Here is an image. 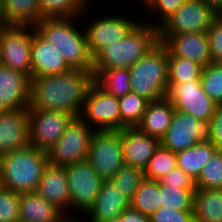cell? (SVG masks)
Here are the masks:
<instances>
[{
  "mask_svg": "<svg viewBox=\"0 0 222 222\" xmlns=\"http://www.w3.org/2000/svg\"><path fill=\"white\" fill-rule=\"evenodd\" d=\"M93 82V71L81 69L32 77L28 109L58 111L77 118L80 116L87 91Z\"/></svg>",
  "mask_w": 222,
  "mask_h": 222,
  "instance_id": "obj_1",
  "label": "cell"
},
{
  "mask_svg": "<svg viewBox=\"0 0 222 222\" xmlns=\"http://www.w3.org/2000/svg\"><path fill=\"white\" fill-rule=\"evenodd\" d=\"M90 7V4L85 7L81 17L42 18L34 26L45 40L56 47L71 69L93 71V56L88 51L87 36L82 24L83 17L88 14L89 18V11H92ZM80 21L82 27L77 26Z\"/></svg>",
  "mask_w": 222,
  "mask_h": 222,
  "instance_id": "obj_2",
  "label": "cell"
},
{
  "mask_svg": "<svg viewBox=\"0 0 222 222\" xmlns=\"http://www.w3.org/2000/svg\"><path fill=\"white\" fill-rule=\"evenodd\" d=\"M47 152L31 145L0 157V186L17 194L33 193L38 189Z\"/></svg>",
  "mask_w": 222,
  "mask_h": 222,
  "instance_id": "obj_3",
  "label": "cell"
},
{
  "mask_svg": "<svg viewBox=\"0 0 222 222\" xmlns=\"http://www.w3.org/2000/svg\"><path fill=\"white\" fill-rule=\"evenodd\" d=\"M139 22L121 40L108 44L93 58V70L129 68L159 42V30L149 21Z\"/></svg>",
  "mask_w": 222,
  "mask_h": 222,
  "instance_id": "obj_4",
  "label": "cell"
},
{
  "mask_svg": "<svg viewBox=\"0 0 222 222\" xmlns=\"http://www.w3.org/2000/svg\"><path fill=\"white\" fill-rule=\"evenodd\" d=\"M131 93L156 101L168 92V52L159 42L146 55L129 67Z\"/></svg>",
  "mask_w": 222,
  "mask_h": 222,
  "instance_id": "obj_5",
  "label": "cell"
},
{
  "mask_svg": "<svg viewBox=\"0 0 222 222\" xmlns=\"http://www.w3.org/2000/svg\"><path fill=\"white\" fill-rule=\"evenodd\" d=\"M93 132L80 117L73 118L61 138L47 151L48 163L67 167L86 161Z\"/></svg>",
  "mask_w": 222,
  "mask_h": 222,
  "instance_id": "obj_6",
  "label": "cell"
},
{
  "mask_svg": "<svg viewBox=\"0 0 222 222\" xmlns=\"http://www.w3.org/2000/svg\"><path fill=\"white\" fill-rule=\"evenodd\" d=\"M86 161L104 181H109L125 165L121 130H94Z\"/></svg>",
  "mask_w": 222,
  "mask_h": 222,
  "instance_id": "obj_7",
  "label": "cell"
},
{
  "mask_svg": "<svg viewBox=\"0 0 222 222\" xmlns=\"http://www.w3.org/2000/svg\"><path fill=\"white\" fill-rule=\"evenodd\" d=\"M79 117L93 130H121L119 98L93 82L87 91Z\"/></svg>",
  "mask_w": 222,
  "mask_h": 222,
  "instance_id": "obj_8",
  "label": "cell"
},
{
  "mask_svg": "<svg viewBox=\"0 0 222 222\" xmlns=\"http://www.w3.org/2000/svg\"><path fill=\"white\" fill-rule=\"evenodd\" d=\"M32 26L5 25L0 34V53L3 66L32 78L31 44Z\"/></svg>",
  "mask_w": 222,
  "mask_h": 222,
  "instance_id": "obj_9",
  "label": "cell"
},
{
  "mask_svg": "<svg viewBox=\"0 0 222 222\" xmlns=\"http://www.w3.org/2000/svg\"><path fill=\"white\" fill-rule=\"evenodd\" d=\"M218 13L204 0H186L159 28V35L207 32Z\"/></svg>",
  "mask_w": 222,
  "mask_h": 222,
  "instance_id": "obj_10",
  "label": "cell"
},
{
  "mask_svg": "<svg viewBox=\"0 0 222 222\" xmlns=\"http://www.w3.org/2000/svg\"><path fill=\"white\" fill-rule=\"evenodd\" d=\"M65 173L70 196V210L85 214L94 204L104 180L87 161L65 167Z\"/></svg>",
  "mask_w": 222,
  "mask_h": 222,
  "instance_id": "obj_11",
  "label": "cell"
},
{
  "mask_svg": "<svg viewBox=\"0 0 222 222\" xmlns=\"http://www.w3.org/2000/svg\"><path fill=\"white\" fill-rule=\"evenodd\" d=\"M210 135V120L196 119L190 114L175 111L160 144L162 147L177 153L199 142L209 141Z\"/></svg>",
  "mask_w": 222,
  "mask_h": 222,
  "instance_id": "obj_12",
  "label": "cell"
},
{
  "mask_svg": "<svg viewBox=\"0 0 222 222\" xmlns=\"http://www.w3.org/2000/svg\"><path fill=\"white\" fill-rule=\"evenodd\" d=\"M112 13V15H111ZM101 17L85 20L84 28L87 36L88 51L93 58L108 44L123 39L141 20L128 18L125 14L108 15L104 13ZM125 16V17H124ZM87 26V27H86Z\"/></svg>",
  "mask_w": 222,
  "mask_h": 222,
  "instance_id": "obj_13",
  "label": "cell"
},
{
  "mask_svg": "<svg viewBox=\"0 0 222 222\" xmlns=\"http://www.w3.org/2000/svg\"><path fill=\"white\" fill-rule=\"evenodd\" d=\"M166 98L175 111L190 114L200 120H210L218 105L205 94L200 80L168 83Z\"/></svg>",
  "mask_w": 222,
  "mask_h": 222,
  "instance_id": "obj_14",
  "label": "cell"
},
{
  "mask_svg": "<svg viewBox=\"0 0 222 222\" xmlns=\"http://www.w3.org/2000/svg\"><path fill=\"white\" fill-rule=\"evenodd\" d=\"M30 145L47 152L64 134L73 117L67 113L28 109Z\"/></svg>",
  "mask_w": 222,
  "mask_h": 222,
  "instance_id": "obj_15",
  "label": "cell"
},
{
  "mask_svg": "<svg viewBox=\"0 0 222 222\" xmlns=\"http://www.w3.org/2000/svg\"><path fill=\"white\" fill-rule=\"evenodd\" d=\"M168 56L182 57L205 67L212 63L209 40L206 32L178 35H159Z\"/></svg>",
  "mask_w": 222,
  "mask_h": 222,
  "instance_id": "obj_16",
  "label": "cell"
},
{
  "mask_svg": "<svg viewBox=\"0 0 222 222\" xmlns=\"http://www.w3.org/2000/svg\"><path fill=\"white\" fill-rule=\"evenodd\" d=\"M29 145L28 109L0 111V157Z\"/></svg>",
  "mask_w": 222,
  "mask_h": 222,
  "instance_id": "obj_17",
  "label": "cell"
},
{
  "mask_svg": "<svg viewBox=\"0 0 222 222\" xmlns=\"http://www.w3.org/2000/svg\"><path fill=\"white\" fill-rule=\"evenodd\" d=\"M30 78L19 71L0 66V111L28 109Z\"/></svg>",
  "mask_w": 222,
  "mask_h": 222,
  "instance_id": "obj_18",
  "label": "cell"
},
{
  "mask_svg": "<svg viewBox=\"0 0 222 222\" xmlns=\"http://www.w3.org/2000/svg\"><path fill=\"white\" fill-rule=\"evenodd\" d=\"M124 164L144 170L161 145L160 140L141 132L137 127L121 129Z\"/></svg>",
  "mask_w": 222,
  "mask_h": 222,
  "instance_id": "obj_19",
  "label": "cell"
},
{
  "mask_svg": "<svg viewBox=\"0 0 222 222\" xmlns=\"http://www.w3.org/2000/svg\"><path fill=\"white\" fill-rule=\"evenodd\" d=\"M32 77L61 74L71 68L63 56L43 38L36 30L33 31L31 44Z\"/></svg>",
  "mask_w": 222,
  "mask_h": 222,
  "instance_id": "obj_20",
  "label": "cell"
},
{
  "mask_svg": "<svg viewBox=\"0 0 222 222\" xmlns=\"http://www.w3.org/2000/svg\"><path fill=\"white\" fill-rule=\"evenodd\" d=\"M49 203L54 204L66 216H71L70 196L65 167L48 163L45 166L36 191Z\"/></svg>",
  "mask_w": 222,
  "mask_h": 222,
  "instance_id": "obj_21",
  "label": "cell"
},
{
  "mask_svg": "<svg viewBox=\"0 0 222 222\" xmlns=\"http://www.w3.org/2000/svg\"><path fill=\"white\" fill-rule=\"evenodd\" d=\"M130 207V200L115 188L110 181H104L94 204L84 214L87 222H107L119 217Z\"/></svg>",
  "mask_w": 222,
  "mask_h": 222,
  "instance_id": "obj_22",
  "label": "cell"
},
{
  "mask_svg": "<svg viewBox=\"0 0 222 222\" xmlns=\"http://www.w3.org/2000/svg\"><path fill=\"white\" fill-rule=\"evenodd\" d=\"M20 222H61L66 215L37 192L19 194Z\"/></svg>",
  "mask_w": 222,
  "mask_h": 222,
  "instance_id": "obj_23",
  "label": "cell"
},
{
  "mask_svg": "<svg viewBox=\"0 0 222 222\" xmlns=\"http://www.w3.org/2000/svg\"><path fill=\"white\" fill-rule=\"evenodd\" d=\"M174 112V107L166 97L149 101L142 121L137 128L141 132L161 140L170 126Z\"/></svg>",
  "mask_w": 222,
  "mask_h": 222,
  "instance_id": "obj_24",
  "label": "cell"
},
{
  "mask_svg": "<svg viewBox=\"0 0 222 222\" xmlns=\"http://www.w3.org/2000/svg\"><path fill=\"white\" fill-rule=\"evenodd\" d=\"M0 20L5 25L34 27L41 20L40 0H1Z\"/></svg>",
  "mask_w": 222,
  "mask_h": 222,
  "instance_id": "obj_25",
  "label": "cell"
},
{
  "mask_svg": "<svg viewBox=\"0 0 222 222\" xmlns=\"http://www.w3.org/2000/svg\"><path fill=\"white\" fill-rule=\"evenodd\" d=\"M218 150L210 141L199 142L176 153L177 168L196 180L202 168Z\"/></svg>",
  "mask_w": 222,
  "mask_h": 222,
  "instance_id": "obj_26",
  "label": "cell"
},
{
  "mask_svg": "<svg viewBox=\"0 0 222 222\" xmlns=\"http://www.w3.org/2000/svg\"><path fill=\"white\" fill-rule=\"evenodd\" d=\"M194 222H222V189H201L194 192Z\"/></svg>",
  "mask_w": 222,
  "mask_h": 222,
  "instance_id": "obj_27",
  "label": "cell"
},
{
  "mask_svg": "<svg viewBox=\"0 0 222 222\" xmlns=\"http://www.w3.org/2000/svg\"><path fill=\"white\" fill-rule=\"evenodd\" d=\"M94 82L107 93L121 98L130 93L129 68H109L93 70Z\"/></svg>",
  "mask_w": 222,
  "mask_h": 222,
  "instance_id": "obj_28",
  "label": "cell"
},
{
  "mask_svg": "<svg viewBox=\"0 0 222 222\" xmlns=\"http://www.w3.org/2000/svg\"><path fill=\"white\" fill-rule=\"evenodd\" d=\"M130 207L148 216L159 209L161 207L159 181L145 178L130 201Z\"/></svg>",
  "mask_w": 222,
  "mask_h": 222,
  "instance_id": "obj_29",
  "label": "cell"
},
{
  "mask_svg": "<svg viewBox=\"0 0 222 222\" xmlns=\"http://www.w3.org/2000/svg\"><path fill=\"white\" fill-rule=\"evenodd\" d=\"M148 103L149 100L145 97L131 92L119 98L121 129L137 127L142 121Z\"/></svg>",
  "mask_w": 222,
  "mask_h": 222,
  "instance_id": "obj_30",
  "label": "cell"
},
{
  "mask_svg": "<svg viewBox=\"0 0 222 222\" xmlns=\"http://www.w3.org/2000/svg\"><path fill=\"white\" fill-rule=\"evenodd\" d=\"M87 5L84 0H40L41 19L81 17Z\"/></svg>",
  "mask_w": 222,
  "mask_h": 222,
  "instance_id": "obj_31",
  "label": "cell"
},
{
  "mask_svg": "<svg viewBox=\"0 0 222 222\" xmlns=\"http://www.w3.org/2000/svg\"><path fill=\"white\" fill-rule=\"evenodd\" d=\"M203 66L182 57L168 56V83L200 80Z\"/></svg>",
  "mask_w": 222,
  "mask_h": 222,
  "instance_id": "obj_32",
  "label": "cell"
},
{
  "mask_svg": "<svg viewBox=\"0 0 222 222\" xmlns=\"http://www.w3.org/2000/svg\"><path fill=\"white\" fill-rule=\"evenodd\" d=\"M176 168V153L160 145L148 161L144 169V176L147 179L159 181L163 176Z\"/></svg>",
  "mask_w": 222,
  "mask_h": 222,
  "instance_id": "obj_33",
  "label": "cell"
},
{
  "mask_svg": "<svg viewBox=\"0 0 222 222\" xmlns=\"http://www.w3.org/2000/svg\"><path fill=\"white\" fill-rule=\"evenodd\" d=\"M197 188H176L160 184L161 207L175 210H193L194 192Z\"/></svg>",
  "mask_w": 222,
  "mask_h": 222,
  "instance_id": "obj_34",
  "label": "cell"
},
{
  "mask_svg": "<svg viewBox=\"0 0 222 222\" xmlns=\"http://www.w3.org/2000/svg\"><path fill=\"white\" fill-rule=\"evenodd\" d=\"M144 179V170L124 165L109 181L131 201Z\"/></svg>",
  "mask_w": 222,
  "mask_h": 222,
  "instance_id": "obj_35",
  "label": "cell"
},
{
  "mask_svg": "<svg viewBox=\"0 0 222 222\" xmlns=\"http://www.w3.org/2000/svg\"><path fill=\"white\" fill-rule=\"evenodd\" d=\"M200 81L205 94L217 104H222V62L205 66Z\"/></svg>",
  "mask_w": 222,
  "mask_h": 222,
  "instance_id": "obj_36",
  "label": "cell"
},
{
  "mask_svg": "<svg viewBox=\"0 0 222 222\" xmlns=\"http://www.w3.org/2000/svg\"><path fill=\"white\" fill-rule=\"evenodd\" d=\"M196 188L222 189V152L218 150L195 180Z\"/></svg>",
  "mask_w": 222,
  "mask_h": 222,
  "instance_id": "obj_37",
  "label": "cell"
},
{
  "mask_svg": "<svg viewBox=\"0 0 222 222\" xmlns=\"http://www.w3.org/2000/svg\"><path fill=\"white\" fill-rule=\"evenodd\" d=\"M186 0H147L144 5L146 10L149 11L153 15L154 23L152 19H149L148 24H152L153 26L159 28L169 17H171L185 2ZM156 17V21L155 18ZM152 22V23H151Z\"/></svg>",
  "mask_w": 222,
  "mask_h": 222,
  "instance_id": "obj_38",
  "label": "cell"
},
{
  "mask_svg": "<svg viewBox=\"0 0 222 222\" xmlns=\"http://www.w3.org/2000/svg\"><path fill=\"white\" fill-rule=\"evenodd\" d=\"M19 194L0 186V222H20Z\"/></svg>",
  "mask_w": 222,
  "mask_h": 222,
  "instance_id": "obj_39",
  "label": "cell"
},
{
  "mask_svg": "<svg viewBox=\"0 0 222 222\" xmlns=\"http://www.w3.org/2000/svg\"><path fill=\"white\" fill-rule=\"evenodd\" d=\"M150 222H194V213L193 210L160 207L150 216Z\"/></svg>",
  "mask_w": 222,
  "mask_h": 222,
  "instance_id": "obj_40",
  "label": "cell"
},
{
  "mask_svg": "<svg viewBox=\"0 0 222 222\" xmlns=\"http://www.w3.org/2000/svg\"><path fill=\"white\" fill-rule=\"evenodd\" d=\"M206 33L212 62H222V21L218 18Z\"/></svg>",
  "mask_w": 222,
  "mask_h": 222,
  "instance_id": "obj_41",
  "label": "cell"
},
{
  "mask_svg": "<svg viewBox=\"0 0 222 222\" xmlns=\"http://www.w3.org/2000/svg\"><path fill=\"white\" fill-rule=\"evenodd\" d=\"M159 183L176 188H196L195 179L179 168L171 170L167 175L163 176Z\"/></svg>",
  "mask_w": 222,
  "mask_h": 222,
  "instance_id": "obj_42",
  "label": "cell"
},
{
  "mask_svg": "<svg viewBox=\"0 0 222 222\" xmlns=\"http://www.w3.org/2000/svg\"><path fill=\"white\" fill-rule=\"evenodd\" d=\"M211 135L209 141L219 150L222 149V104H218L210 119Z\"/></svg>",
  "mask_w": 222,
  "mask_h": 222,
  "instance_id": "obj_43",
  "label": "cell"
},
{
  "mask_svg": "<svg viewBox=\"0 0 222 222\" xmlns=\"http://www.w3.org/2000/svg\"><path fill=\"white\" fill-rule=\"evenodd\" d=\"M123 222H150V216L129 207L120 215Z\"/></svg>",
  "mask_w": 222,
  "mask_h": 222,
  "instance_id": "obj_44",
  "label": "cell"
},
{
  "mask_svg": "<svg viewBox=\"0 0 222 222\" xmlns=\"http://www.w3.org/2000/svg\"><path fill=\"white\" fill-rule=\"evenodd\" d=\"M210 7H212L217 13L222 10V0H204Z\"/></svg>",
  "mask_w": 222,
  "mask_h": 222,
  "instance_id": "obj_45",
  "label": "cell"
},
{
  "mask_svg": "<svg viewBox=\"0 0 222 222\" xmlns=\"http://www.w3.org/2000/svg\"><path fill=\"white\" fill-rule=\"evenodd\" d=\"M74 216H66L61 222H87L86 220H84V218H83V220H79L78 218H79V215H78V217H77V219H76V215H75V213L73 214Z\"/></svg>",
  "mask_w": 222,
  "mask_h": 222,
  "instance_id": "obj_46",
  "label": "cell"
},
{
  "mask_svg": "<svg viewBox=\"0 0 222 222\" xmlns=\"http://www.w3.org/2000/svg\"><path fill=\"white\" fill-rule=\"evenodd\" d=\"M107 222H123V221L121 219V216H119V217L113 218V219H111V220H109Z\"/></svg>",
  "mask_w": 222,
  "mask_h": 222,
  "instance_id": "obj_47",
  "label": "cell"
},
{
  "mask_svg": "<svg viewBox=\"0 0 222 222\" xmlns=\"http://www.w3.org/2000/svg\"><path fill=\"white\" fill-rule=\"evenodd\" d=\"M4 27H5V24L0 20V34Z\"/></svg>",
  "mask_w": 222,
  "mask_h": 222,
  "instance_id": "obj_48",
  "label": "cell"
},
{
  "mask_svg": "<svg viewBox=\"0 0 222 222\" xmlns=\"http://www.w3.org/2000/svg\"><path fill=\"white\" fill-rule=\"evenodd\" d=\"M124 1H129V2H135L134 0H124ZM137 1V0H136ZM138 1H140V2H142V4H144L145 5V0H138Z\"/></svg>",
  "mask_w": 222,
  "mask_h": 222,
  "instance_id": "obj_49",
  "label": "cell"
},
{
  "mask_svg": "<svg viewBox=\"0 0 222 222\" xmlns=\"http://www.w3.org/2000/svg\"><path fill=\"white\" fill-rule=\"evenodd\" d=\"M218 18L222 21V10L218 13Z\"/></svg>",
  "mask_w": 222,
  "mask_h": 222,
  "instance_id": "obj_50",
  "label": "cell"
},
{
  "mask_svg": "<svg viewBox=\"0 0 222 222\" xmlns=\"http://www.w3.org/2000/svg\"><path fill=\"white\" fill-rule=\"evenodd\" d=\"M87 4L93 3V0H84Z\"/></svg>",
  "mask_w": 222,
  "mask_h": 222,
  "instance_id": "obj_51",
  "label": "cell"
},
{
  "mask_svg": "<svg viewBox=\"0 0 222 222\" xmlns=\"http://www.w3.org/2000/svg\"><path fill=\"white\" fill-rule=\"evenodd\" d=\"M2 57H1V53H0V66H2Z\"/></svg>",
  "mask_w": 222,
  "mask_h": 222,
  "instance_id": "obj_52",
  "label": "cell"
}]
</instances>
